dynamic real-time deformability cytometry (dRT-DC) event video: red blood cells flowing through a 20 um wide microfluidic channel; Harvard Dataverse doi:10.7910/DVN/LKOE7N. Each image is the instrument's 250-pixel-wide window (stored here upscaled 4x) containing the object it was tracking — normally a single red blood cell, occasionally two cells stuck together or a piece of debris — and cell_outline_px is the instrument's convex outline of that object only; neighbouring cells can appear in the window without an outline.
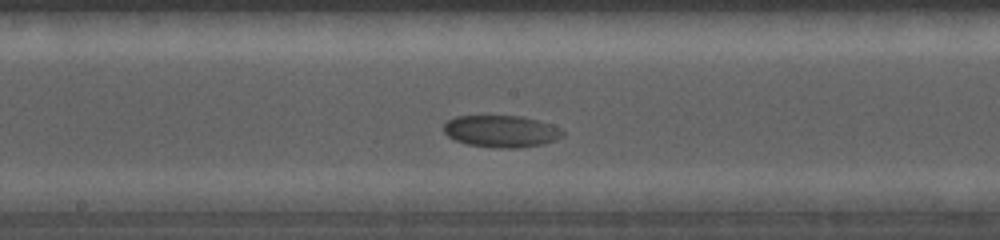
{"species": "common noctule bat (a hibernating species)", "species_latin": "Nyctalus noctula", "temperature_condition": "cold", "stored_images_in_passage": 23, "camera_frame_rate_fps": 5000, "um_per_image_px": 0.085, "animal": {"sex": "female", "body_mass_g": 19.0, "forearm_length_mm": 56.7}, "frame": {"image": 1, "passage_image": 10, "time_ms": 6.0, "image_size_px": [1000, 240], "cell_outline_px": [[564, 136], [556, 140], [544, 144], [516, 148], [500, 148], [468, 144], [456, 140], [448, 136], [444, 132], [444, 124], [448, 120], [456, 116], [524, 116], [560, 128], [564, 132]], "centroid_in_image_um": [42.62, 11.16], "position_along_channel_um": 205.6, "area_um2": 22.02}}
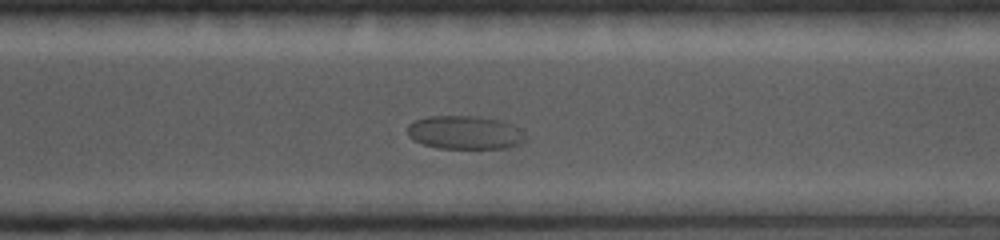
{"frame": {"image": 2, "passage_image": 17, "time_ms": 9.0, "image_size_px": [1000, 240], "cell_outline_px": [[528, 136], [520, 144], [508, 148], [436, 148], [424, 144], [408, 136], [408, 124], [412, 120], [428, 116], [476, 116], [496, 120], [508, 124]], "centroid_in_image_um": [39.46, 11.27], "position_along_channel_um": 331.1, "area_um2": 22.77}}
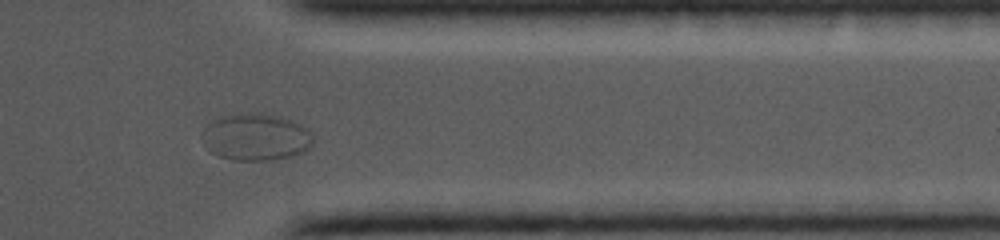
{"frame": {"image": 3, "passage_image": 20, "time_ms": 10.4, "image_size_px": [1000, 240], "cell_outline_px": [[316, 140], [304, 152], [292, 156], [272, 160], [232, 160], [216, 156], [200, 140], [200, 136], [204, 128], [208, 124], [224, 116], [244, 112], [252, 112], [280, 116], [300, 124]], "centroid_in_image_um": [21.73, 11.66], "position_along_channel_um": 389.7, "area_um2": 30.52}}